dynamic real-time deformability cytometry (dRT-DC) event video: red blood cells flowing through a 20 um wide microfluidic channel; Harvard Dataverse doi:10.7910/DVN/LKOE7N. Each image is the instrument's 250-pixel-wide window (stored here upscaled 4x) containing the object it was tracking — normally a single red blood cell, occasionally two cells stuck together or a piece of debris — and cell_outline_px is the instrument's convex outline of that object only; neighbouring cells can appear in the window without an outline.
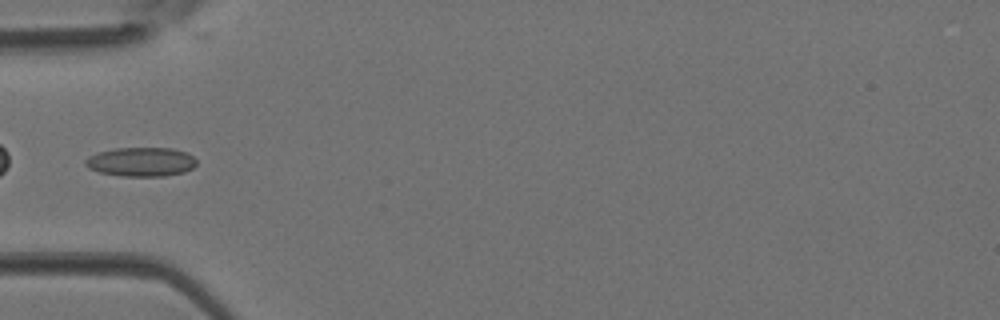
{"species": "Egyptian fruit bat (a non-hibernating species)", "species_latin": "Rousettus aegyptiacus", "temperature_condition": "room temperature", "stored_images_in_passage": 3, "camera_frame_rate_fps": 3000, "um_per_image_px": 0.085, "animal": {"sex": "female"}, "frame": {"image": 1, "passage_image": 3, "time_ms": 0.667, "image_size_px": [1000, 320], "cell_outline_px": [[196, 164], [192, 168], [184, 172], [164, 176], [120, 176], [100, 172], [88, 168], [84, 164], [84, 160], [88, 156], [100, 152], [116, 148], [172, 148], [188, 152], [196, 160]], "centroid_in_image_um": [11.99, 13.75], "position_along_channel_um": 73.0, "area_um2": 18.9}}